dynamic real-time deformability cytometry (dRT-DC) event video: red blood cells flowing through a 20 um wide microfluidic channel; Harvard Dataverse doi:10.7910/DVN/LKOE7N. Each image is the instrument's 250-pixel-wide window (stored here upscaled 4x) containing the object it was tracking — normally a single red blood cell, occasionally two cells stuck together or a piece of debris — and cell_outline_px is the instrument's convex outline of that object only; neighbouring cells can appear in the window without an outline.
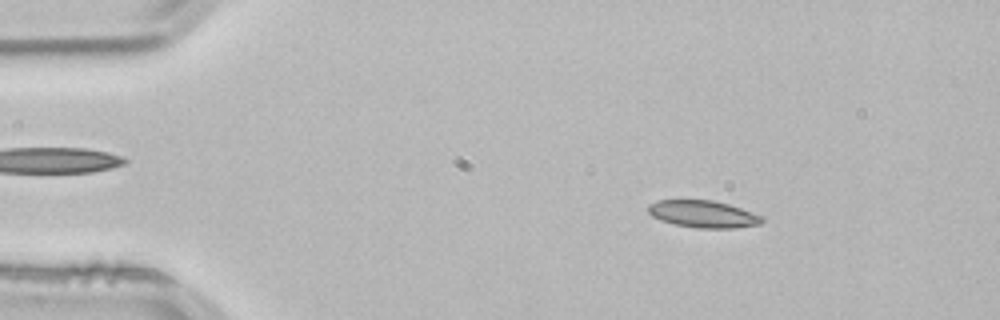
{"species": "common noctule bat (a hibernating species)", "species_latin": "Nyctalus noctula", "temperature_condition": "room temperature", "stored_images_in_passage": 52, "camera_frame_rate_fps": 3000, "um_per_image_px": 0.085, "animal": {"sex": "male", "body_mass_g": 21.5, "forearm_length_mm": 52.0}, "frame": {"image": 1, "passage_image": 7, "time_ms": 2.0, "image_size_px": [1000, 320], "cell_outline_px": [[764, 220], [760, 224], [732, 228], [696, 228], [672, 224], [660, 220], [652, 216], [648, 212], [648, 204], [656, 200], [712, 200], [728, 204], [764, 216]], "centroid_in_image_um": [59.74, 18.2], "position_along_channel_um": 25.3, "area_um2": 18.09}}
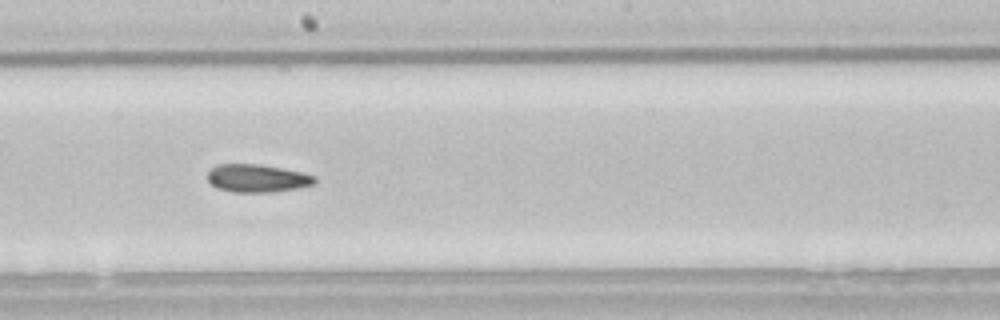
{"frame": {"image": 2, "passage_image": 28, "time_ms": 9.0, "image_size_px": [1000, 320], "cell_outline_px": [[316, 184], [296, 188], [272, 192], [232, 192], [216, 188], [208, 180], [208, 172], [212, 168], [220, 164], [256, 164], [280, 168], [300, 172], [316, 176]], "centroid_in_image_um": [21.86, 15.16], "position_along_channel_um": 226.3, "area_um2": 17.28}}
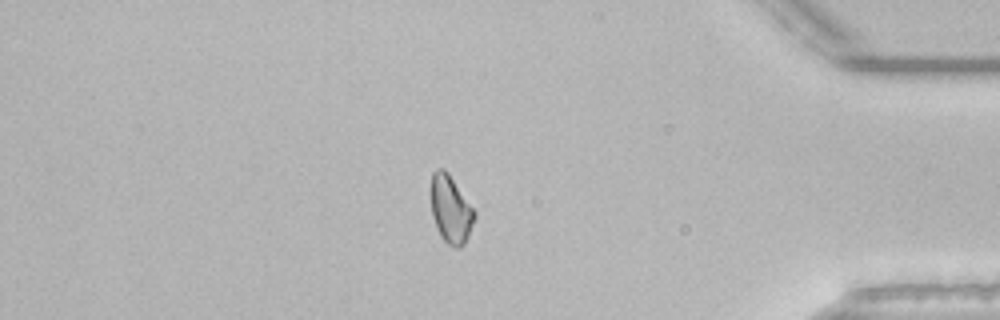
{"frame": {"image": 3, "passage_image": 44, "time_ms": 14.333, "image_size_px": [1000, 320], "cell_outline_px": [[476, 216], [468, 236], [464, 244], [460, 248], [456, 248], [448, 244], [440, 236], [436, 228], [432, 216], [428, 192], [428, 188], [432, 172], [436, 168], [444, 168], [448, 172], [476, 212]], "centroid_in_image_um": [38.25, 17.75], "position_along_channel_um": 397.0, "area_um2": 17.8}, "authors_computed_cell_mechanics": {"area_um2": 17.7446, "velocity_mm_per_s": 3.8414, "shape_relaxation_time_tau1_ms": 5.6602, "shape_relaxation_time_tau2_ms": 7.5455, "deformation_change_tau1": 0.1058, "deformation_change_tau2": 0.1366}}